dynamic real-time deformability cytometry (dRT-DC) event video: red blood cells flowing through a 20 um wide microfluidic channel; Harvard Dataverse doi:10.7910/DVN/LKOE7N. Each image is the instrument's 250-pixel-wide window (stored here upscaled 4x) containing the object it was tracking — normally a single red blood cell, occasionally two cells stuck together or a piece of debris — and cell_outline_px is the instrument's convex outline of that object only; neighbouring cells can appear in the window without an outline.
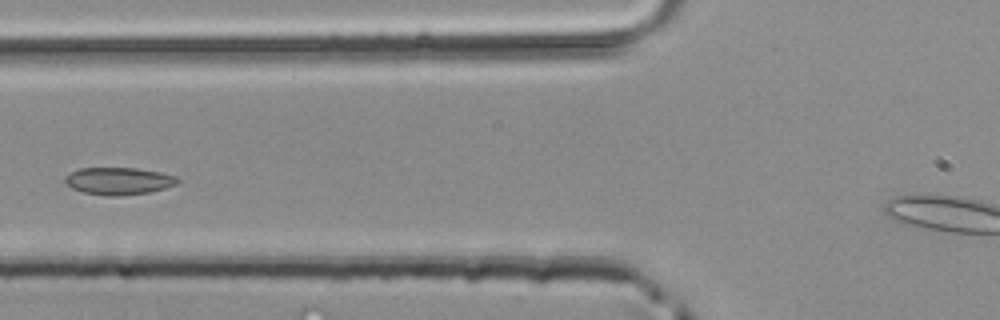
{"species": "common noctule bat (a hibernating species)", "species_latin": "Nyctalus noctula", "temperature_condition": "room temperature", "stored_images_in_passage": 4, "segment_of_instrument_passage": [1, 2], "camera_frame_rate_fps": 3000, "um_per_image_px": 0.085, "animal": {"sex": "male", "body_mass_g": 20.4}, "frame": {"image": 1, "passage_image": 3, "time_ms": 0.667, "image_size_px": [1000, 320], "cell_outline_px": [[180, 180], [176, 184], [164, 188], [148, 192], [120, 196], [108, 196], [84, 192], [72, 188], [64, 180], [72, 172], [80, 168], [136, 168], [160, 172], [176, 176]], "centroid_in_image_um": [10.12, 15.38], "position_along_channel_um": 115.7, "area_um2": 17.63}}